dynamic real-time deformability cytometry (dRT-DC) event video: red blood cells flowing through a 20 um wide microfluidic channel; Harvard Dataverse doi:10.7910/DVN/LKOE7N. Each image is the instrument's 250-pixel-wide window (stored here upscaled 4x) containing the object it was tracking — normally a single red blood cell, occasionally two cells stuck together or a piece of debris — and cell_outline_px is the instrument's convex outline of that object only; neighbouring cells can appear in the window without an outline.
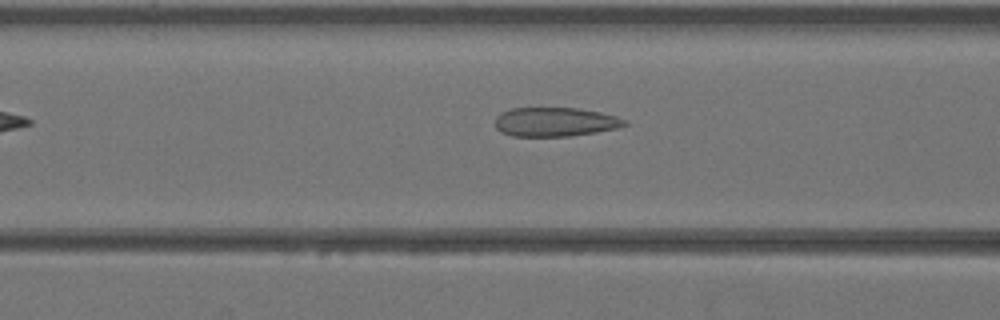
{"species": "Egyptian fruit bat (a non-hibernating species)", "species_latin": "Rousettus aegyptiacus", "temperature_condition": "warm", "stored_images_in_passage": 28, "camera_frame_rate_fps": 3000, "um_per_image_px": 0.085, "animal": {"sex": "female"}, "frame": {"image": 1, "passage_image": 5, "time_ms": 1.333, "image_size_px": [1000, 320], "cell_outline_px": [[628, 124], [616, 128], [596, 132], [572, 136], [512, 136], [500, 132], [496, 128], [496, 116], [500, 112], [512, 108], [576, 108], [600, 112], [616, 116], [628, 120]], "centroid_in_image_um": [47.18, 10.36], "position_along_channel_um": 119.4, "area_um2": 22.02}}
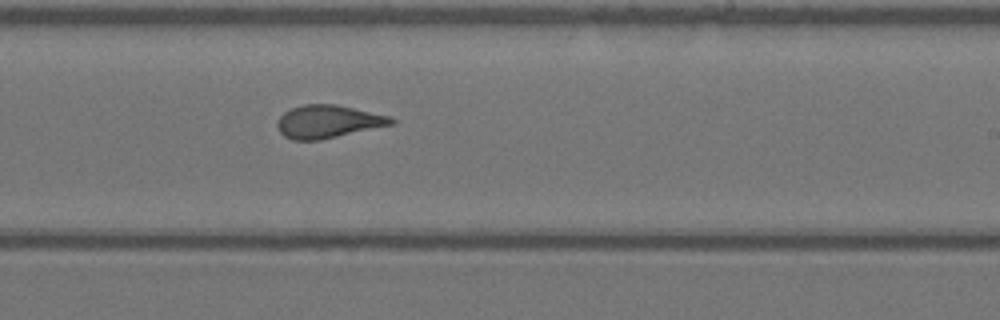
{"frame": {"image": 2, "passage_image": 14, "time_ms": 4.333, "image_size_px": [1000, 320], "cell_outline_px": [[396, 124], [320, 140], [292, 140], [284, 136], [280, 132], [276, 124], [280, 116], [284, 112], [292, 108], [304, 104], [336, 104], [388, 116], [396, 120]], "centroid_in_image_um": [27.88, 10.34], "position_along_channel_um": 261.1, "area_um2": 21.85}}
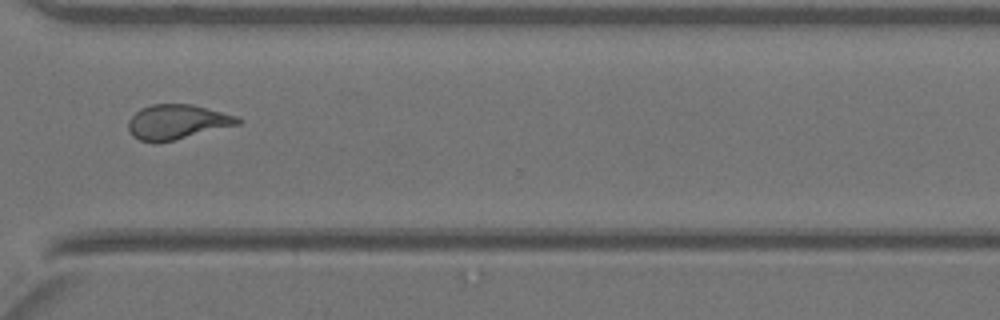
{"frame": {"image": 3, "passage_image": 20, "time_ms": 6.333, "image_size_px": [1000, 320], "cell_outline_px": [[244, 120], [240, 124], [156, 144], [140, 140], [132, 136], [128, 128], [128, 120], [140, 108], [152, 104], [192, 104], [236, 116]], "centroid_in_image_um": [15.02, 10.37], "position_along_channel_um": 355.6, "area_um2": 22.14}}